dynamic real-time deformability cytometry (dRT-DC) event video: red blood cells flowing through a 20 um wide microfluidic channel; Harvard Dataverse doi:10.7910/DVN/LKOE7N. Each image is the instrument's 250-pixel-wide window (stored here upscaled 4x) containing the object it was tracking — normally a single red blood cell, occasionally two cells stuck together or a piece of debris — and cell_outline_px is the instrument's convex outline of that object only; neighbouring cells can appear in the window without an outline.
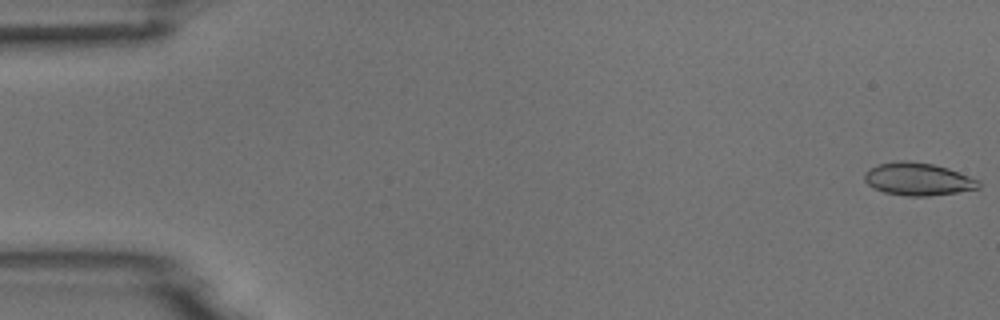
{"species": "common noctule bat (a hibernating species)", "species_latin": "Nyctalus noctula", "temperature_condition": "room temperature", "stored_images_in_passage": 3, "camera_frame_rate_fps": 3000, "um_per_image_px": 0.085, "animal": {"sex": "male", "body_mass_g": 18.8}, "frame": {"image": 1, "passage_image": 1, "time_ms": 0.0, "image_size_px": [1000, 320], "cell_outline_px": [[980, 188], [956, 192], [928, 196], [904, 196], [884, 192], [868, 184], [864, 180], [864, 172], [880, 164], [896, 160], [908, 160], [932, 164], [948, 168], [980, 180]], "centroid_in_image_um": [78.04, 15.22], "position_along_channel_um": 7.0, "area_um2": 21.68}}